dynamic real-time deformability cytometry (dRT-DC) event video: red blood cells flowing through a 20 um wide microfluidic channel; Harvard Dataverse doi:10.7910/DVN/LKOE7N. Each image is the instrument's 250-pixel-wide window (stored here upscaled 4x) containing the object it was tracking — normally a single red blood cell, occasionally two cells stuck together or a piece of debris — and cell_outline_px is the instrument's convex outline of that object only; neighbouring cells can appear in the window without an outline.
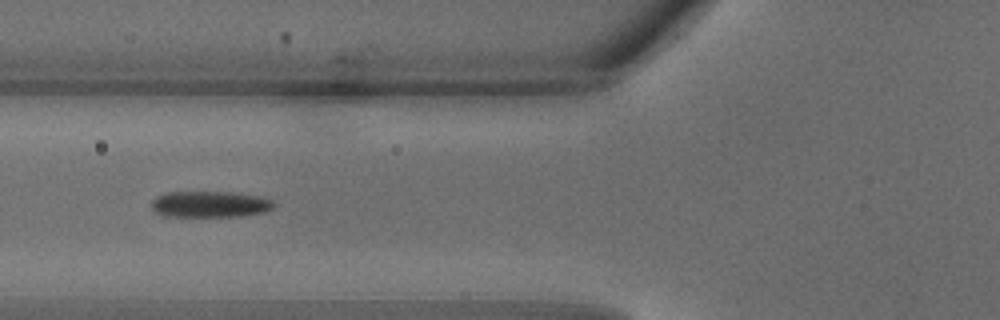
{"species": "common noctule bat (a hibernating species)", "species_latin": "Nyctalus noctula", "temperature_condition": "warm", "stored_images_in_passage": 14, "camera_frame_rate_fps": 3000, "um_per_image_px": 0.085, "animal": {"sex": "male", "body_mass_g": 18.8}, "frame": {"image": 1, "passage_image": 8, "time_ms": 2.333, "image_size_px": [1000, 320], "cell_outline_px": [[276, 204], [272, 208], [264, 212], [240, 216], [164, 216], [156, 212], [152, 208], [152, 200], [156, 196], [168, 192], [232, 192], [260, 196], [272, 200]], "centroid_in_image_um": [17.85, 17.35], "position_along_channel_um": 107.9, "area_um2": 18.67}}
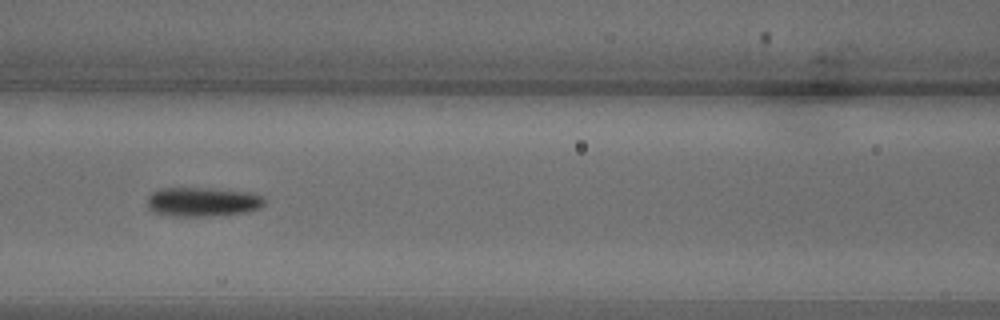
{"frame": {"image": 2, "passage_image": 10, "time_ms": 3.0, "image_size_px": [1000, 320], "cell_outline_px": [[268, 200], [260, 208], [248, 212], [212, 216], [176, 216], [156, 212], [148, 208], [148, 196], [152, 192], [160, 188], [212, 188], [248, 192], [264, 196]], "centroid_in_image_um": [17.28, 17.15], "position_along_channel_um": 149.3, "area_um2": 20.11}}
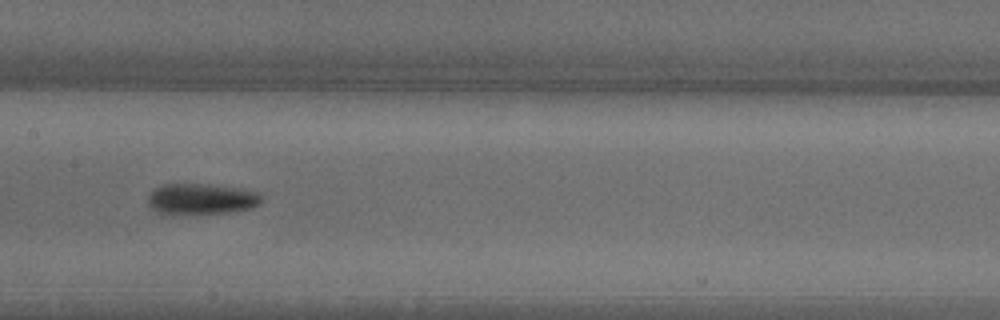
{"frame": {"image": 3, "passage_image": 12, "time_ms": 3.667, "image_size_px": [1000, 320], "cell_outline_px": [[260, 204], [248, 208], [228, 212], [160, 212], [152, 208], [148, 204], [148, 196], [160, 184], [212, 184], [240, 188], [260, 192]], "centroid_in_image_um": [17.14, 16.86], "position_along_channel_um": 190.3, "area_um2": 19.77}}